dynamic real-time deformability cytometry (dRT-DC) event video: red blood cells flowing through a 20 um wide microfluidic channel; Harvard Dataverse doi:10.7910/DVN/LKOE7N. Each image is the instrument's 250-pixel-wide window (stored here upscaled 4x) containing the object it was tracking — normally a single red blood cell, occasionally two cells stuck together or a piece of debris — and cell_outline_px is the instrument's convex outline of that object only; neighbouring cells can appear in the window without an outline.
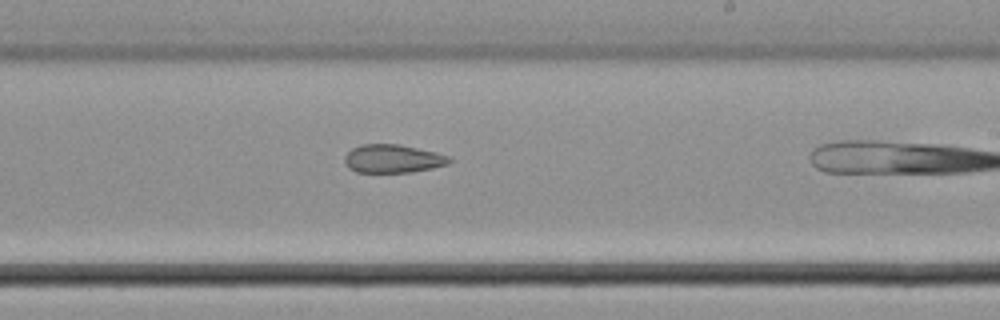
{"species": "common noctule bat (a hibernating species)", "species_latin": "Nyctalus noctula", "temperature_condition": "cold", "stored_images_in_passage": 21, "segment_of_instrument_passage": [2, 2], "camera_frame_rate_fps": 3000, "um_per_image_px": 0.085, "animal": {"sex": "male", "body_mass_g": 21.5, "forearm_length_mm": 52.0}, "frame": {"image": 1, "passage_image": 12, "time_ms": 3.667, "image_size_px": [1000, 320], "cell_outline_px": [[452, 160], [448, 164], [432, 168], [412, 172], [356, 172], [348, 168], [344, 160], [344, 156], [352, 148], [364, 144], [400, 144], [436, 152], [448, 156]], "centroid_in_image_um": [33.38, 13.49], "position_along_channel_um": 255.6, "area_um2": 17.28}}
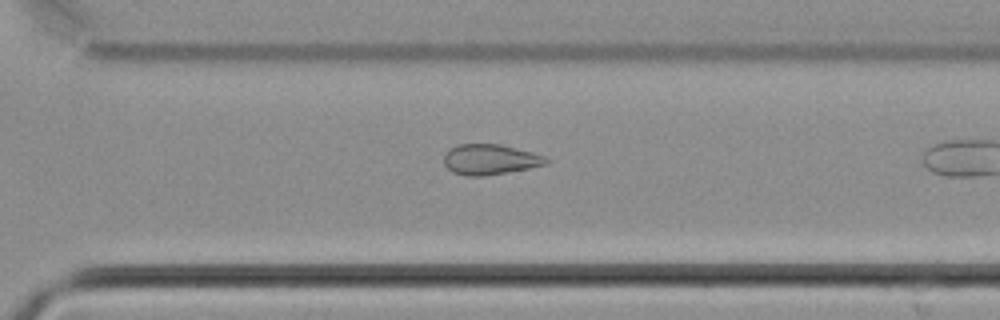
{"frame": {"image": 2, "passage_image": 17, "time_ms": 5.333, "image_size_px": [1000, 320], "cell_outline_px": [[552, 160], [544, 164], [528, 168], [484, 176], [468, 176], [452, 172], [444, 164], [444, 156], [456, 144], [500, 144], [532, 152], [544, 156]], "centroid_in_image_um": [41.65, 13.55], "position_along_channel_um": 328.9, "area_um2": 17.92}}